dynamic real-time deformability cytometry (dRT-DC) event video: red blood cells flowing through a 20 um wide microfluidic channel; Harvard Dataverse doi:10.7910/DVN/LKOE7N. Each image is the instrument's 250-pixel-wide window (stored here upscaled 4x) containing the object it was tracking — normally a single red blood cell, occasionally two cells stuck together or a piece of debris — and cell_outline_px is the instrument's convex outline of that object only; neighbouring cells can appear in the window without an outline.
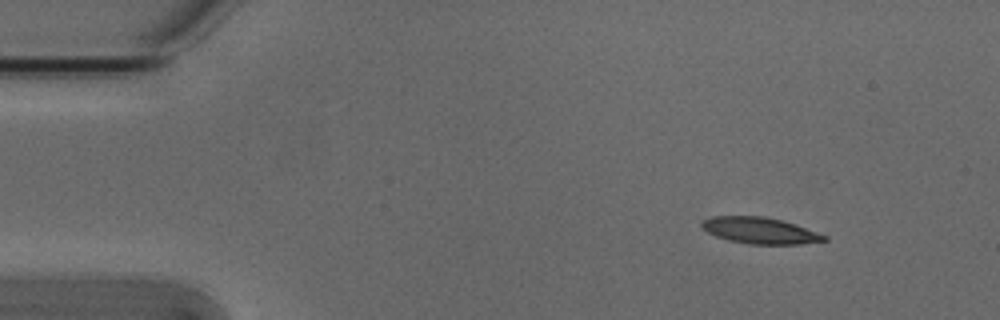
{"species": "Egyptian fruit bat (a non-hibernating species)", "species_latin": "Rousettus aegyptiacus", "temperature_condition": "cold", "stored_images_in_passage": 4, "camera_frame_rate_fps": 3000, "um_per_image_px": 0.085, "animal": {"sex": "male"}, "frame": {"image": 1, "passage_image": 1, "time_ms": 0.0, "image_size_px": [1000, 320], "cell_outline_px": [[828, 240], [800, 244], [748, 244], [728, 240], [716, 236], [708, 232], [700, 224], [704, 220], [712, 216], [764, 216], [784, 220], [796, 224], [828, 236]], "centroid_in_image_um": [64.63, 19.59], "position_along_channel_um": 20.4, "area_um2": 18.84}}
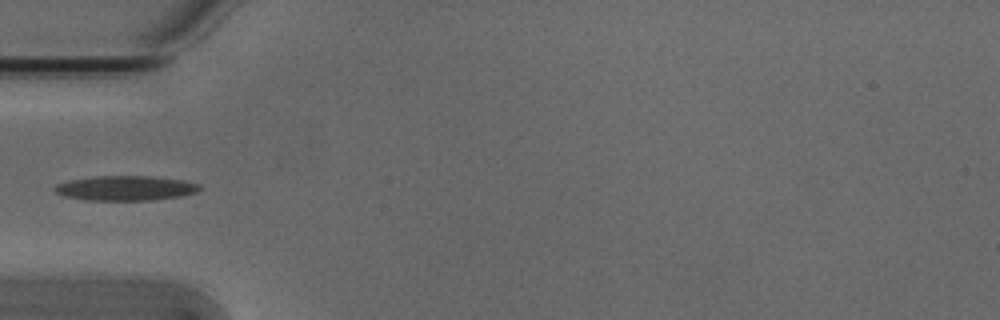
{"frame": {"image": 2, "passage_image": 4, "time_ms": 1.0, "image_size_px": [1000, 320], "cell_outline_px": [[204, 188], [196, 192], [180, 196], [156, 200], [84, 200], [64, 196], [56, 192], [52, 188], [56, 184], [68, 180], [96, 176], [152, 176], [184, 180], [200, 184]], "centroid_in_image_um": [10.69, 15.99], "position_along_channel_um": 74.3, "area_um2": 21.15}}